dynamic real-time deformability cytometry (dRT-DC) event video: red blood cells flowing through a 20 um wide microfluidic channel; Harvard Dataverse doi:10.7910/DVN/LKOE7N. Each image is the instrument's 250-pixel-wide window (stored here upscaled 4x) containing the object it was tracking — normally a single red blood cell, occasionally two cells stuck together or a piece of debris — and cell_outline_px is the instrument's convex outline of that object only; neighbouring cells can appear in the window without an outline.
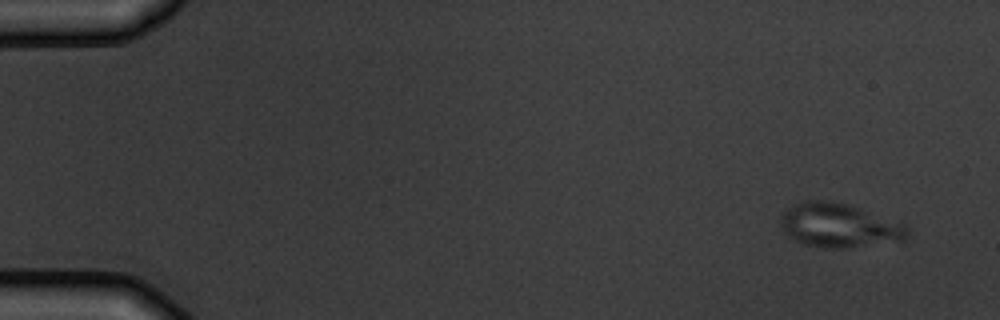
{"species": "common noctule bat (a hibernating species)", "species_latin": "Nyctalus noctula", "temperature_condition": "warm", "stored_images_in_passage": 6, "camera_frame_rate_fps": 3000, "um_per_image_px": 0.085, "animal": {"sex": "male", "body_mass_g": 19.5, "forearm_length_mm": 54.6}, "frame": {"image": 1, "passage_image": 1, "time_ms": 0.0, "image_size_px": [1000, 320], "cell_outline_px": [[908, 236], [904, 240], [848, 248], [824, 248], [804, 244], [788, 236], [784, 232], [780, 224], [780, 220], [784, 212], [788, 208], [804, 200], [832, 200], [848, 204], [904, 224], [908, 228]], "centroid_in_image_um": [71.3, 19.16], "position_along_channel_um": 13.7, "area_um2": 32.43}}